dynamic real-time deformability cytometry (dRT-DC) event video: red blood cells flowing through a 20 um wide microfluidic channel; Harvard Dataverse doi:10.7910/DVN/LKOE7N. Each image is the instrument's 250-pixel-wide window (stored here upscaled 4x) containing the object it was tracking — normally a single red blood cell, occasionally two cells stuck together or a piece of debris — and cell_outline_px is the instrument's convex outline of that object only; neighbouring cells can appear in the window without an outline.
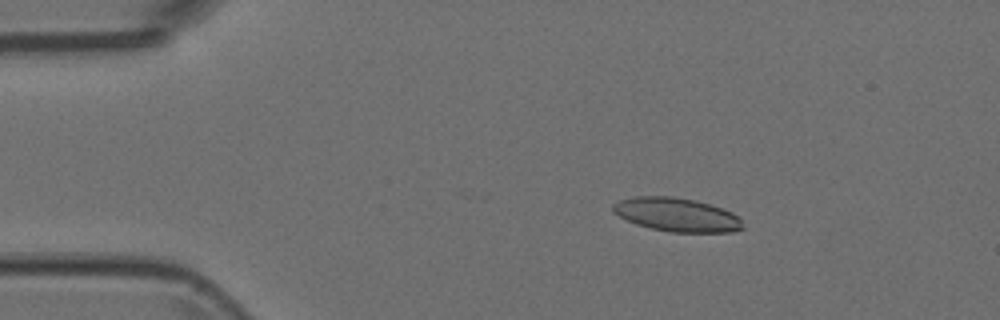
{"species": "Egyptian fruit bat (a non-hibernating species)", "species_latin": "Rousettus aegyptiacus", "temperature_condition": "room temperature", "stored_images_in_passage": 4, "camera_frame_rate_fps": 3000, "um_per_image_px": 0.085, "animal": {"sex": "female"}, "frame": {"image": 1, "passage_image": 2, "time_ms": 0.333, "image_size_px": [1000, 320], "cell_outline_px": [[744, 228], [732, 232], [668, 232], [636, 224], [612, 212], [612, 204], [620, 200], [636, 196], [672, 196], [692, 200], [708, 204], [732, 212], [740, 220]], "centroid_in_image_um": [57.49, 18.25], "position_along_channel_um": 27.5, "area_um2": 25.2}}